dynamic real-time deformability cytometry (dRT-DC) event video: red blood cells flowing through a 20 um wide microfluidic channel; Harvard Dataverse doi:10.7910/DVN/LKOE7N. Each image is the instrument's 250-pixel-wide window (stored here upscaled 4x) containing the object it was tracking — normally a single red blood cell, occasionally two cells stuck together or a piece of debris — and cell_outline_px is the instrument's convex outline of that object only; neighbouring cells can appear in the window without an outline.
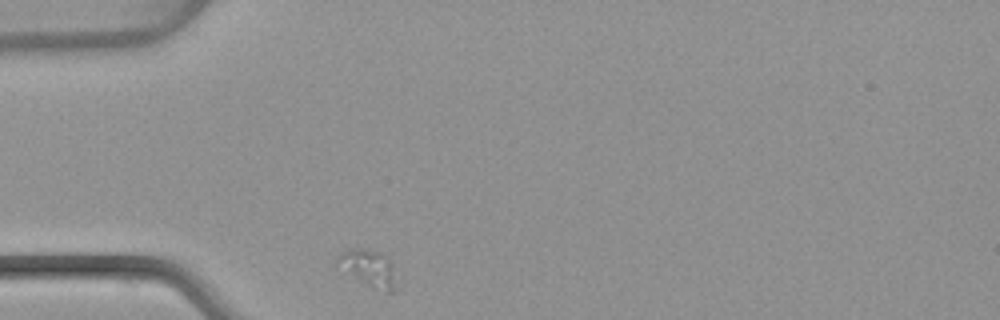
{"species": "common noctule bat (a hibernating species)", "species_latin": "Nyctalus noctula", "temperature_condition": "warm", "stored_images_in_passage": 12, "camera_frame_rate_fps": 3000, "um_per_image_px": 0.085, "animal": {"sex": "female", "body_mass_g": 22.7, "forearm_length_mm": 54.2}, "frame": {"image": 1, "passage_image": 1, "time_ms": 0.0, "image_size_px": [1000, 320], "cell_outline_px": [[400, 272], [396, 292], [388, 292], [372, 288], [336, 260], [340, 252], [348, 248], [364, 248], [384, 252], [392, 260]], "centroid_in_image_um": [31.57, 22.77], "position_along_channel_um": 53.4, "area_um2": 13.01}}